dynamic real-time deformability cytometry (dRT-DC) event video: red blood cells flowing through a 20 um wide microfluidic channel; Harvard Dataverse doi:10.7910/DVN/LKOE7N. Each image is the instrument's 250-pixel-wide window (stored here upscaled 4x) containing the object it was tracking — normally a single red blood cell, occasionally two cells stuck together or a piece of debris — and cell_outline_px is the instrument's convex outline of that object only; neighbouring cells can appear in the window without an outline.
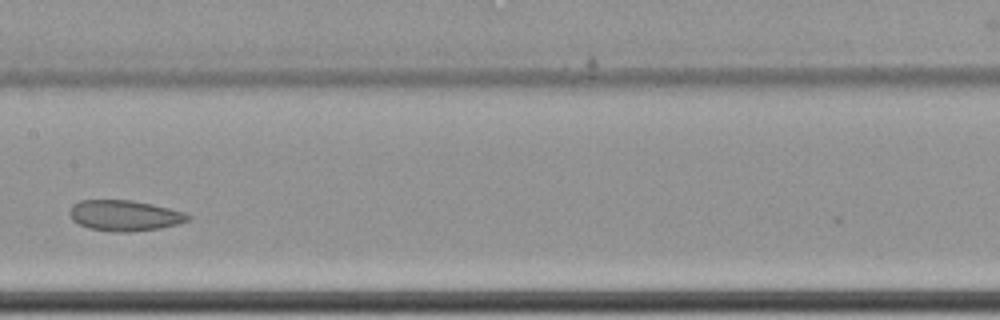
{"species": "common noctule bat (a hibernating species)", "species_latin": "Nyctalus noctula", "temperature_condition": "cold", "stored_images_in_passage": 14, "camera_frame_rate_fps": 3000, "um_per_image_px": 0.085, "animal": {"sex": "female", "body_mass_g": 22.7, "forearm_length_mm": 54.2}, "frame": {"image": 1, "passage_image": 7, "time_ms": 2.0, "image_size_px": [1000, 320], "cell_outline_px": [[192, 216], [188, 220], [176, 224], [160, 228], [128, 232], [112, 232], [88, 228], [72, 220], [68, 212], [72, 204], [80, 200], [132, 200], [152, 204], [184, 212]], "centroid_in_image_um": [10.55, 18.32], "position_along_channel_um": 196.9, "area_um2": 21.21}}
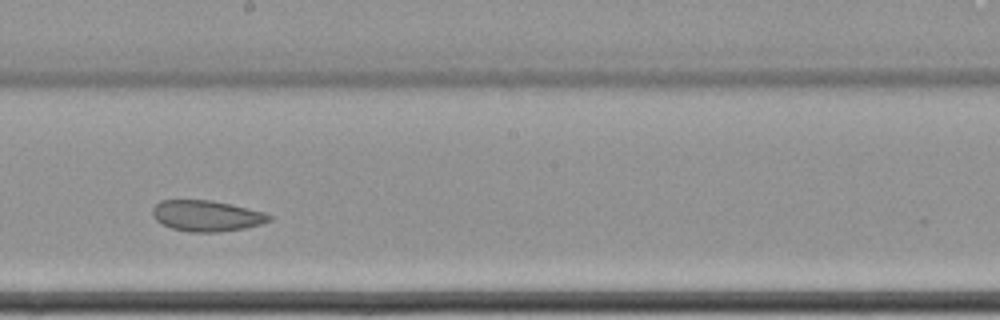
{"frame": {"image": 2, "passage_image": 8, "time_ms": 2.333, "image_size_px": [1000, 320], "cell_outline_px": [[272, 220], [260, 224], [244, 228], [220, 232], [188, 232], [172, 228], [156, 220], [152, 216], [152, 208], [160, 200], [212, 200], [232, 204], [264, 212], [272, 216]], "centroid_in_image_um": [17.56, 18.34], "position_along_channel_um": 230.6, "area_um2": 21.1}}
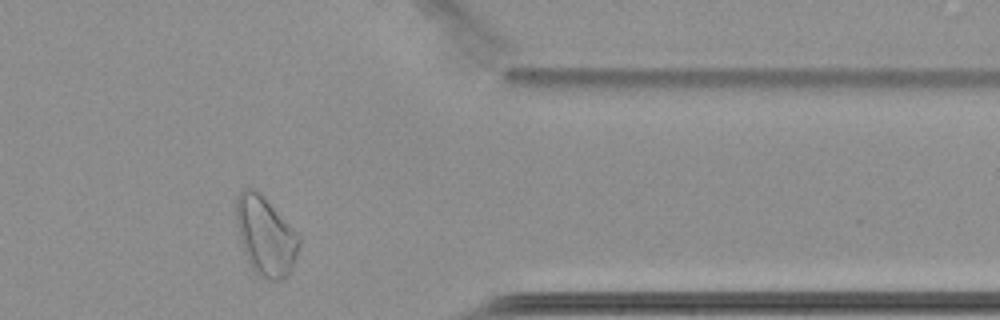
{"frame": {"image": 3, "passage_image": 12, "time_ms": 3.667, "image_size_px": [1000, 320], "cell_outline_px": [[300, 248], [292, 268], [288, 276], [276, 280], [268, 280], [256, 272], [252, 268], [244, 252], [236, 224], [236, 196], [244, 188], [252, 188], [260, 192], [264, 196], [300, 236]], "centroid_in_image_um": [22.58, 20.04], "position_along_channel_um": 388.8, "area_um2": 28.84}}